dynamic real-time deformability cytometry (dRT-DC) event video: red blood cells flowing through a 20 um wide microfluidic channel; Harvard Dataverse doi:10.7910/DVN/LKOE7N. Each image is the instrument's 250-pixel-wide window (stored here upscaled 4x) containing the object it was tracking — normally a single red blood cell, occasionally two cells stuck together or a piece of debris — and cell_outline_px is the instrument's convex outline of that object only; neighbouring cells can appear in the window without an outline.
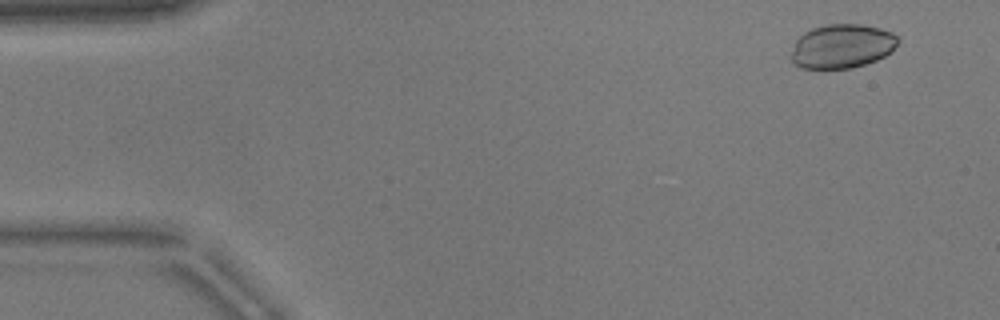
{"species": "common noctule bat (a hibernating species)", "species_latin": "Nyctalus noctula", "temperature_condition": "warm", "stored_images_in_passage": 53, "camera_frame_rate_fps": 3000, "um_per_image_px": 0.085, "animal": {"sex": "male", "body_mass_g": 17.9}, "frame": {"image": 1, "passage_image": 4, "time_ms": 1.0, "image_size_px": [1000, 320], "cell_outline_px": [[900, 40], [892, 52], [876, 60], [852, 68], [804, 68], [796, 64], [792, 60], [792, 52], [796, 40], [804, 32], [812, 28], [828, 24], [864, 24], [880, 28], [892, 32]], "centroid_in_image_um": [71.61, 3.91], "position_along_channel_um": 13.4, "area_um2": 27.34}}
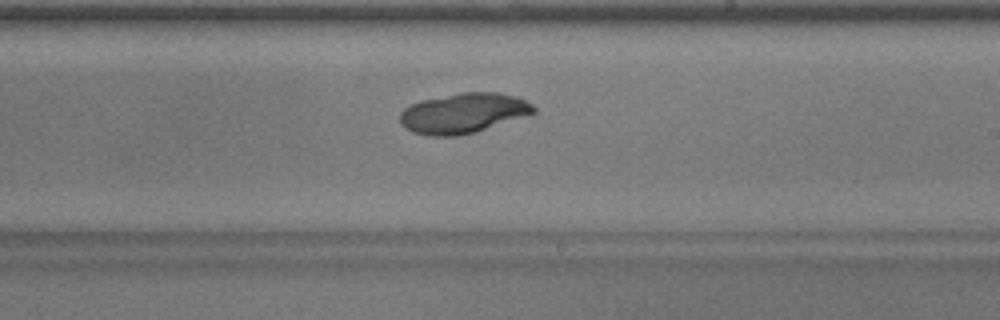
{"frame": {"image": 2, "passage_image": 31, "time_ms": 10.0, "image_size_px": [1000, 320], "cell_outline_px": [[536, 112], [476, 132], [456, 136], [432, 136], [412, 132], [400, 124], [400, 112], [404, 108], [412, 104], [424, 100], [460, 92], [496, 92], [520, 96], [532, 104], [536, 108]], "centroid_in_image_um": [39.4, 9.61], "position_along_channel_um": 249.6, "area_um2": 31.21}}
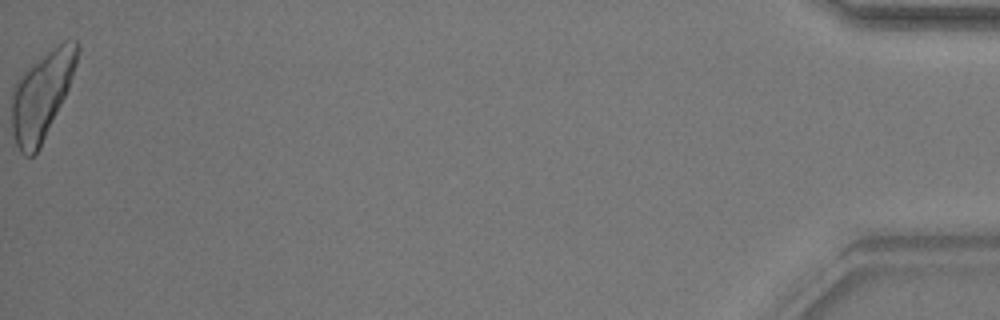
{"frame": {"image": 3, "passage_image": 53, "time_ms": 17.333, "image_size_px": [1000, 320], "cell_outline_px": [[80, 48], [76, 64], [68, 88], [40, 148], [32, 156], [24, 156], [20, 152], [12, 136], [12, 88], [16, 80], [32, 64], [64, 40], [76, 40]], "centroid_in_image_um": [3.53, 8.12], "position_along_channel_um": 431.7, "area_um2": 32.95}}